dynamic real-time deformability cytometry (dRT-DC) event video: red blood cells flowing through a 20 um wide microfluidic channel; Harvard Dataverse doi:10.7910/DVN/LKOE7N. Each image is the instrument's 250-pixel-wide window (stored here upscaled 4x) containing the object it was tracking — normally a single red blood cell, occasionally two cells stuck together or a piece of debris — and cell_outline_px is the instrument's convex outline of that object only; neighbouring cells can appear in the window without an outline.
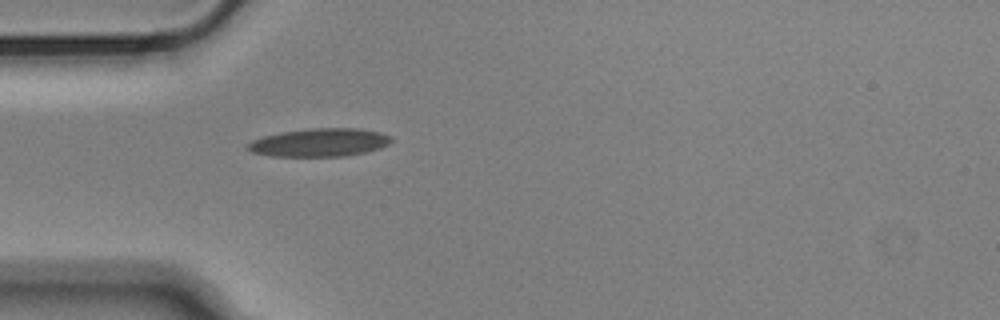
{"species": "Egyptian fruit bat (a non-hibernating species)", "species_latin": "Rousettus aegyptiacus", "temperature_condition": "cold", "stored_images_in_passage": 40, "camera_frame_rate_fps": 3000, "um_per_image_px": 0.085, "animal": {"sex": "male"}, "frame": {"image": 1, "passage_image": 1, "time_ms": 0.0, "image_size_px": [1000, 320], "cell_outline_px": [[392, 140], [388, 144], [380, 148], [364, 152], [344, 156], [268, 156], [252, 152], [248, 148], [248, 144], [252, 140], [264, 136], [280, 132], [312, 128], [360, 128], [380, 132], [392, 136]], "centroid_in_image_um": [27.18, 12.1], "position_along_channel_um": 57.8, "area_um2": 23.52}}
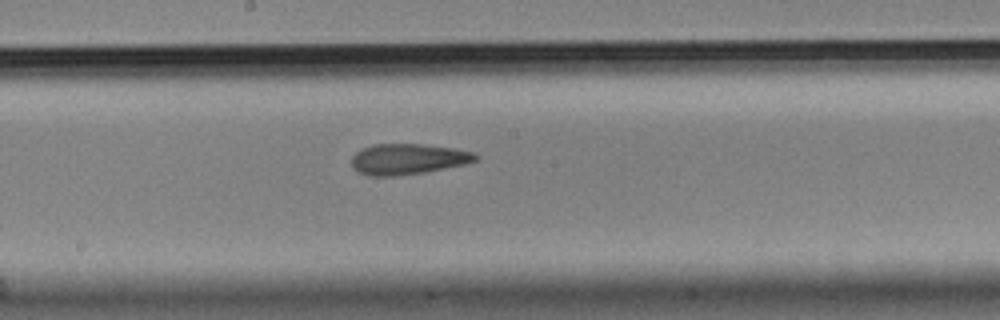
{"frame": {"image": 2, "passage_image": 14, "time_ms": 4.333, "image_size_px": [1000, 320], "cell_outline_px": [[480, 156], [476, 160], [464, 164], [424, 172], [396, 176], [368, 176], [352, 168], [352, 156], [360, 148], [372, 144], [420, 144], [452, 148], [476, 152]], "centroid_in_image_um": [34.65, 13.51], "position_along_channel_um": 213.6, "area_um2": 22.25}}
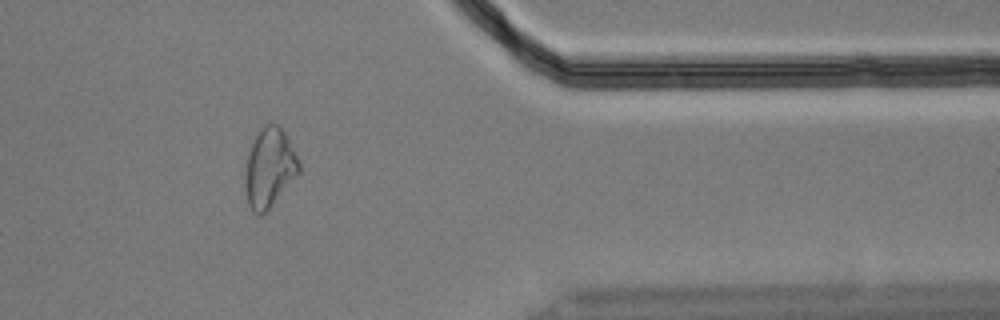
{"frame": {"image": 3, "passage_image": 30, "time_ms": 9.667, "image_size_px": [1000, 320], "cell_outline_px": [[300, 172], [268, 208], [260, 216], [252, 212], [248, 204], [244, 180], [248, 156], [252, 144], [260, 128], [264, 124], [276, 124], [284, 132], [300, 160]], "centroid_in_image_um": [22.9, 14.26], "position_along_channel_um": 388.5, "area_um2": 24.39}, "authors_computed_cell_mechanics": {"area_um2": 22.4553, "velocity_mm_per_s": 3.6425, "shape_relaxation_time_tau1_ms": null, "shape_relaxation_time_tau2_ms": 2.5673, "deformation_change_tau1": null, "deformation_change_tau2": 0.1018}}